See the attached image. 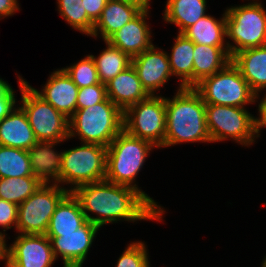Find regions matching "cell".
I'll return each mask as SVG.
<instances>
[{"label": "cell", "mask_w": 266, "mask_h": 267, "mask_svg": "<svg viewBox=\"0 0 266 267\" xmlns=\"http://www.w3.org/2000/svg\"><path fill=\"white\" fill-rule=\"evenodd\" d=\"M71 193L79 201L87 220L100 228L118 221H163V214L139 190L130 186L103 180L81 185Z\"/></svg>", "instance_id": "1"}, {"label": "cell", "mask_w": 266, "mask_h": 267, "mask_svg": "<svg viewBox=\"0 0 266 267\" xmlns=\"http://www.w3.org/2000/svg\"><path fill=\"white\" fill-rule=\"evenodd\" d=\"M165 97L166 132L164 148L181 143H210L206 124V104L193 87L177 89Z\"/></svg>", "instance_id": "2"}, {"label": "cell", "mask_w": 266, "mask_h": 267, "mask_svg": "<svg viewBox=\"0 0 266 267\" xmlns=\"http://www.w3.org/2000/svg\"><path fill=\"white\" fill-rule=\"evenodd\" d=\"M154 148L157 149L151 142L131 136L123 129L107 147L105 180L139 190L164 214L166 212L164 207L136 184V177Z\"/></svg>", "instance_id": "3"}, {"label": "cell", "mask_w": 266, "mask_h": 267, "mask_svg": "<svg viewBox=\"0 0 266 267\" xmlns=\"http://www.w3.org/2000/svg\"><path fill=\"white\" fill-rule=\"evenodd\" d=\"M124 112L107 98L85 109L76 110L69 118V139L108 147L123 130Z\"/></svg>", "instance_id": "4"}, {"label": "cell", "mask_w": 266, "mask_h": 267, "mask_svg": "<svg viewBox=\"0 0 266 267\" xmlns=\"http://www.w3.org/2000/svg\"><path fill=\"white\" fill-rule=\"evenodd\" d=\"M262 5L250 1L226 8V38L230 39L226 42L231 58L244 49L266 45V10Z\"/></svg>", "instance_id": "5"}, {"label": "cell", "mask_w": 266, "mask_h": 267, "mask_svg": "<svg viewBox=\"0 0 266 267\" xmlns=\"http://www.w3.org/2000/svg\"><path fill=\"white\" fill-rule=\"evenodd\" d=\"M106 162L107 147L99 144L81 143L75 148L62 150L61 187L72 192L81 185L105 180Z\"/></svg>", "instance_id": "6"}, {"label": "cell", "mask_w": 266, "mask_h": 267, "mask_svg": "<svg viewBox=\"0 0 266 267\" xmlns=\"http://www.w3.org/2000/svg\"><path fill=\"white\" fill-rule=\"evenodd\" d=\"M206 105L216 104L245 108L258 102L256 94L231 61L215 74L203 78L193 87Z\"/></svg>", "instance_id": "7"}, {"label": "cell", "mask_w": 266, "mask_h": 267, "mask_svg": "<svg viewBox=\"0 0 266 267\" xmlns=\"http://www.w3.org/2000/svg\"><path fill=\"white\" fill-rule=\"evenodd\" d=\"M21 103L37 141L65 142L69 139V119L58 112L50 103L44 101L17 75Z\"/></svg>", "instance_id": "8"}, {"label": "cell", "mask_w": 266, "mask_h": 267, "mask_svg": "<svg viewBox=\"0 0 266 267\" xmlns=\"http://www.w3.org/2000/svg\"><path fill=\"white\" fill-rule=\"evenodd\" d=\"M206 124L211 143L232 141L251 146L257 139L255 116L246 108L206 105Z\"/></svg>", "instance_id": "9"}, {"label": "cell", "mask_w": 266, "mask_h": 267, "mask_svg": "<svg viewBox=\"0 0 266 267\" xmlns=\"http://www.w3.org/2000/svg\"><path fill=\"white\" fill-rule=\"evenodd\" d=\"M123 129L131 136L147 140L157 148L164 147L166 132L165 97L150 95L124 111Z\"/></svg>", "instance_id": "10"}, {"label": "cell", "mask_w": 266, "mask_h": 267, "mask_svg": "<svg viewBox=\"0 0 266 267\" xmlns=\"http://www.w3.org/2000/svg\"><path fill=\"white\" fill-rule=\"evenodd\" d=\"M69 193L59 184H42L23 203L18 205V234H46L56 206Z\"/></svg>", "instance_id": "11"}, {"label": "cell", "mask_w": 266, "mask_h": 267, "mask_svg": "<svg viewBox=\"0 0 266 267\" xmlns=\"http://www.w3.org/2000/svg\"><path fill=\"white\" fill-rule=\"evenodd\" d=\"M8 245V267H52L57 260L45 234H18Z\"/></svg>", "instance_id": "12"}, {"label": "cell", "mask_w": 266, "mask_h": 267, "mask_svg": "<svg viewBox=\"0 0 266 267\" xmlns=\"http://www.w3.org/2000/svg\"><path fill=\"white\" fill-rule=\"evenodd\" d=\"M99 230V226L87 221L72 233L47 237L51 241L55 258L61 256L63 267H83Z\"/></svg>", "instance_id": "13"}, {"label": "cell", "mask_w": 266, "mask_h": 267, "mask_svg": "<svg viewBox=\"0 0 266 267\" xmlns=\"http://www.w3.org/2000/svg\"><path fill=\"white\" fill-rule=\"evenodd\" d=\"M131 64L137 72L142 87L149 95H160L156 94V91L161 90L173 76L168 52L155 45L133 57Z\"/></svg>", "instance_id": "14"}, {"label": "cell", "mask_w": 266, "mask_h": 267, "mask_svg": "<svg viewBox=\"0 0 266 267\" xmlns=\"http://www.w3.org/2000/svg\"><path fill=\"white\" fill-rule=\"evenodd\" d=\"M26 83L38 96L50 103L58 112L65 115L68 119L77 110L79 87L62 68L51 73L41 91L32 87L27 81Z\"/></svg>", "instance_id": "15"}, {"label": "cell", "mask_w": 266, "mask_h": 267, "mask_svg": "<svg viewBox=\"0 0 266 267\" xmlns=\"http://www.w3.org/2000/svg\"><path fill=\"white\" fill-rule=\"evenodd\" d=\"M149 12L150 10H142L107 41L126 53L131 59L149 49L153 45L151 27L146 21L149 19Z\"/></svg>", "instance_id": "16"}, {"label": "cell", "mask_w": 266, "mask_h": 267, "mask_svg": "<svg viewBox=\"0 0 266 267\" xmlns=\"http://www.w3.org/2000/svg\"><path fill=\"white\" fill-rule=\"evenodd\" d=\"M107 97L123 112L133 104L146 100L150 95L142 87L132 64L106 83Z\"/></svg>", "instance_id": "17"}, {"label": "cell", "mask_w": 266, "mask_h": 267, "mask_svg": "<svg viewBox=\"0 0 266 267\" xmlns=\"http://www.w3.org/2000/svg\"><path fill=\"white\" fill-rule=\"evenodd\" d=\"M61 143L38 141L28 150L32 174L43 184L60 185L62 152H57L55 146Z\"/></svg>", "instance_id": "18"}, {"label": "cell", "mask_w": 266, "mask_h": 267, "mask_svg": "<svg viewBox=\"0 0 266 267\" xmlns=\"http://www.w3.org/2000/svg\"><path fill=\"white\" fill-rule=\"evenodd\" d=\"M37 142L28 117L19 104L0 120V145L28 151Z\"/></svg>", "instance_id": "19"}, {"label": "cell", "mask_w": 266, "mask_h": 267, "mask_svg": "<svg viewBox=\"0 0 266 267\" xmlns=\"http://www.w3.org/2000/svg\"><path fill=\"white\" fill-rule=\"evenodd\" d=\"M141 11L142 9L138 5L125 0H108L101 17L95 23L91 37L99 36L104 42L107 41Z\"/></svg>", "instance_id": "20"}, {"label": "cell", "mask_w": 266, "mask_h": 267, "mask_svg": "<svg viewBox=\"0 0 266 267\" xmlns=\"http://www.w3.org/2000/svg\"><path fill=\"white\" fill-rule=\"evenodd\" d=\"M232 62L239 68L258 100L260 92L266 91V45L237 52Z\"/></svg>", "instance_id": "21"}, {"label": "cell", "mask_w": 266, "mask_h": 267, "mask_svg": "<svg viewBox=\"0 0 266 267\" xmlns=\"http://www.w3.org/2000/svg\"><path fill=\"white\" fill-rule=\"evenodd\" d=\"M87 221L79 201L69 192L56 206L45 235L69 234L83 226Z\"/></svg>", "instance_id": "22"}, {"label": "cell", "mask_w": 266, "mask_h": 267, "mask_svg": "<svg viewBox=\"0 0 266 267\" xmlns=\"http://www.w3.org/2000/svg\"><path fill=\"white\" fill-rule=\"evenodd\" d=\"M232 61L228 47H217L194 43L193 87L203 78L223 69Z\"/></svg>", "instance_id": "23"}, {"label": "cell", "mask_w": 266, "mask_h": 267, "mask_svg": "<svg viewBox=\"0 0 266 267\" xmlns=\"http://www.w3.org/2000/svg\"><path fill=\"white\" fill-rule=\"evenodd\" d=\"M193 51L194 42L183 33H178L168 57L171 73L180 81L179 89L193 87Z\"/></svg>", "instance_id": "24"}, {"label": "cell", "mask_w": 266, "mask_h": 267, "mask_svg": "<svg viewBox=\"0 0 266 267\" xmlns=\"http://www.w3.org/2000/svg\"><path fill=\"white\" fill-rule=\"evenodd\" d=\"M183 34L196 44L228 47L226 42V12L219 20L207 14L188 27Z\"/></svg>", "instance_id": "25"}, {"label": "cell", "mask_w": 266, "mask_h": 267, "mask_svg": "<svg viewBox=\"0 0 266 267\" xmlns=\"http://www.w3.org/2000/svg\"><path fill=\"white\" fill-rule=\"evenodd\" d=\"M206 0H167L163 20L179 27L183 33L188 27L206 16Z\"/></svg>", "instance_id": "26"}, {"label": "cell", "mask_w": 266, "mask_h": 267, "mask_svg": "<svg viewBox=\"0 0 266 267\" xmlns=\"http://www.w3.org/2000/svg\"><path fill=\"white\" fill-rule=\"evenodd\" d=\"M106 48L100 54H90L97 68L100 82L106 84L131 65V58L120 49L105 41Z\"/></svg>", "instance_id": "27"}, {"label": "cell", "mask_w": 266, "mask_h": 267, "mask_svg": "<svg viewBox=\"0 0 266 267\" xmlns=\"http://www.w3.org/2000/svg\"><path fill=\"white\" fill-rule=\"evenodd\" d=\"M34 177L27 150L0 145V178Z\"/></svg>", "instance_id": "28"}, {"label": "cell", "mask_w": 266, "mask_h": 267, "mask_svg": "<svg viewBox=\"0 0 266 267\" xmlns=\"http://www.w3.org/2000/svg\"><path fill=\"white\" fill-rule=\"evenodd\" d=\"M42 184L36 177L0 178V198L18 206Z\"/></svg>", "instance_id": "29"}, {"label": "cell", "mask_w": 266, "mask_h": 267, "mask_svg": "<svg viewBox=\"0 0 266 267\" xmlns=\"http://www.w3.org/2000/svg\"><path fill=\"white\" fill-rule=\"evenodd\" d=\"M59 15L72 29L91 36L95 23L84 9V0H57Z\"/></svg>", "instance_id": "30"}, {"label": "cell", "mask_w": 266, "mask_h": 267, "mask_svg": "<svg viewBox=\"0 0 266 267\" xmlns=\"http://www.w3.org/2000/svg\"><path fill=\"white\" fill-rule=\"evenodd\" d=\"M62 69L79 87V89L101 83L94 60L90 54L84 56V58L77 63Z\"/></svg>", "instance_id": "31"}, {"label": "cell", "mask_w": 266, "mask_h": 267, "mask_svg": "<svg viewBox=\"0 0 266 267\" xmlns=\"http://www.w3.org/2000/svg\"><path fill=\"white\" fill-rule=\"evenodd\" d=\"M147 249L145 242H130L119 256L116 267H150Z\"/></svg>", "instance_id": "32"}, {"label": "cell", "mask_w": 266, "mask_h": 267, "mask_svg": "<svg viewBox=\"0 0 266 267\" xmlns=\"http://www.w3.org/2000/svg\"><path fill=\"white\" fill-rule=\"evenodd\" d=\"M106 84L98 83L78 90L77 110L94 106L107 99Z\"/></svg>", "instance_id": "33"}, {"label": "cell", "mask_w": 266, "mask_h": 267, "mask_svg": "<svg viewBox=\"0 0 266 267\" xmlns=\"http://www.w3.org/2000/svg\"><path fill=\"white\" fill-rule=\"evenodd\" d=\"M17 211L18 206L12 202H8L0 198V226L3 228V231L0 233L4 236L6 230L11 228H17Z\"/></svg>", "instance_id": "34"}, {"label": "cell", "mask_w": 266, "mask_h": 267, "mask_svg": "<svg viewBox=\"0 0 266 267\" xmlns=\"http://www.w3.org/2000/svg\"><path fill=\"white\" fill-rule=\"evenodd\" d=\"M15 91L10 84L4 79L0 78V120L9 115L15 108L17 99L15 98Z\"/></svg>", "instance_id": "35"}, {"label": "cell", "mask_w": 266, "mask_h": 267, "mask_svg": "<svg viewBox=\"0 0 266 267\" xmlns=\"http://www.w3.org/2000/svg\"><path fill=\"white\" fill-rule=\"evenodd\" d=\"M108 0H84V9L88 17L96 23L101 17L102 11Z\"/></svg>", "instance_id": "36"}, {"label": "cell", "mask_w": 266, "mask_h": 267, "mask_svg": "<svg viewBox=\"0 0 266 267\" xmlns=\"http://www.w3.org/2000/svg\"><path fill=\"white\" fill-rule=\"evenodd\" d=\"M258 117H255V129L257 138L260 137L261 129L266 128V94L261 98L258 104Z\"/></svg>", "instance_id": "37"}, {"label": "cell", "mask_w": 266, "mask_h": 267, "mask_svg": "<svg viewBox=\"0 0 266 267\" xmlns=\"http://www.w3.org/2000/svg\"><path fill=\"white\" fill-rule=\"evenodd\" d=\"M20 10L18 0H0V20Z\"/></svg>", "instance_id": "38"}, {"label": "cell", "mask_w": 266, "mask_h": 267, "mask_svg": "<svg viewBox=\"0 0 266 267\" xmlns=\"http://www.w3.org/2000/svg\"><path fill=\"white\" fill-rule=\"evenodd\" d=\"M6 238V236L0 233V261H3L5 263V267H8V245Z\"/></svg>", "instance_id": "39"}, {"label": "cell", "mask_w": 266, "mask_h": 267, "mask_svg": "<svg viewBox=\"0 0 266 267\" xmlns=\"http://www.w3.org/2000/svg\"><path fill=\"white\" fill-rule=\"evenodd\" d=\"M125 1L138 5L142 10L150 9L151 0H125Z\"/></svg>", "instance_id": "40"}, {"label": "cell", "mask_w": 266, "mask_h": 267, "mask_svg": "<svg viewBox=\"0 0 266 267\" xmlns=\"http://www.w3.org/2000/svg\"><path fill=\"white\" fill-rule=\"evenodd\" d=\"M261 267H266V256H264V259L262 260Z\"/></svg>", "instance_id": "41"}]
</instances>
